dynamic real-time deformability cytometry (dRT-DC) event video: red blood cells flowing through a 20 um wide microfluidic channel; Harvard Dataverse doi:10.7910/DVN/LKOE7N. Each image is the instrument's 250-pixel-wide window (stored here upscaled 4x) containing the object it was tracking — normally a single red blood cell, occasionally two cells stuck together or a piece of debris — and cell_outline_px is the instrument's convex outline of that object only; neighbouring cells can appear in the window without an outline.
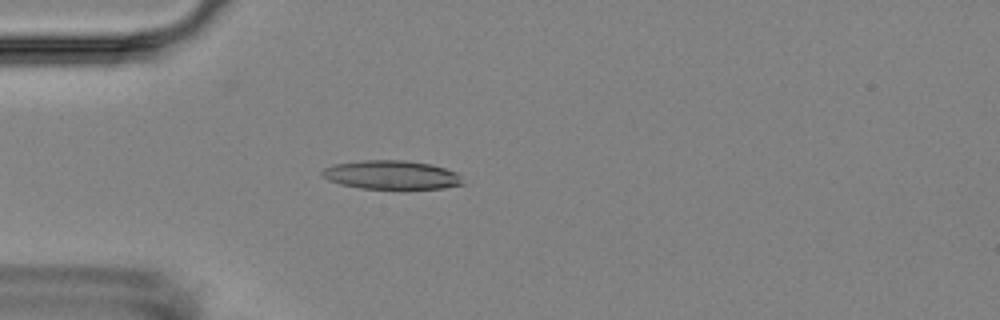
{"species": "Egyptian fruit bat (a non-hibernating species)", "species_latin": "Rousettus aegyptiacus", "temperature_condition": "room temperature", "stored_images_in_passage": 2, "camera_frame_rate_fps": 3000, "um_per_image_px": 0.085, "animal": {"sex": "female"}, "frame": {"image": 1, "passage_image": 2, "time_ms": 1.0, "image_size_px": [1000, 320], "cell_outline_px": [[464, 184], [444, 188], [360, 188], [340, 184], [328, 180], [320, 172], [324, 168], [332, 164], [360, 160], [404, 160], [432, 164], [456, 172]], "centroid_in_image_um": [33.24, 14.85], "position_along_channel_um": 51.8, "area_um2": 23.47}}